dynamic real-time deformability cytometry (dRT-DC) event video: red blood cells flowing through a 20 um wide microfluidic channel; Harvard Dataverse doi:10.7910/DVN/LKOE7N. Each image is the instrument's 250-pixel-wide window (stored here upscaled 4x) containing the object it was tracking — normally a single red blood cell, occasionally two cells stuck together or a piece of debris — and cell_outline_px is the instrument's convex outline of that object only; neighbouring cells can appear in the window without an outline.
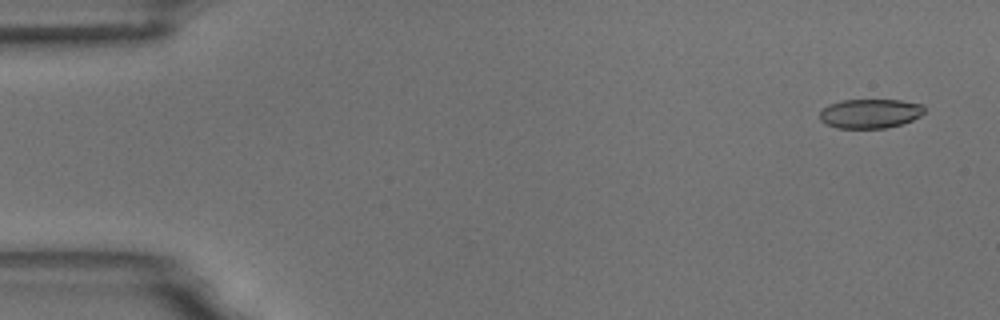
{"species": "common noctule bat (a hibernating species)", "species_latin": "Nyctalus noctula", "temperature_condition": "room temperature", "stored_images_in_passage": 6, "camera_frame_rate_fps": 3000, "um_per_image_px": 0.085, "animal": {"sex": "male", "body_mass_g": 18.8}, "frame": {"image": 1, "passage_image": 1, "time_ms": 0.0, "image_size_px": [1000, 320], "cell_outline_px": [[924, 112], [920, 116], [904, 124], [888, 128], [836, 128], [820, 120], [820, 112], [828, 104], [840, 100], [900, 100], [924, 104]], "centroid_in_image_um": [73.98, 9.65], "position_along_channel_um": 11.0, "area_um2": 18.03}}
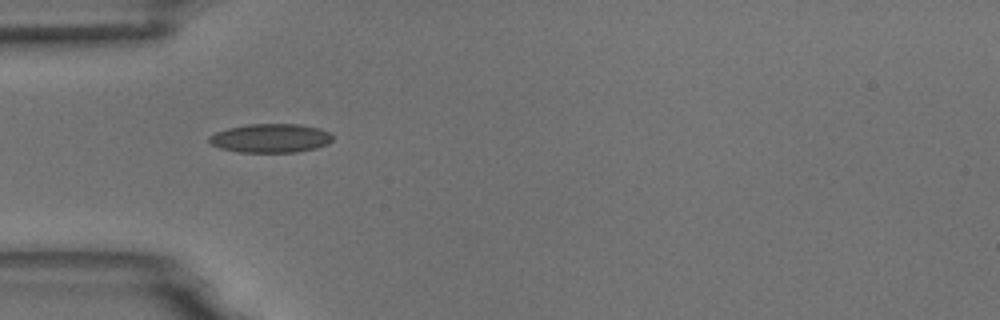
{"frame": {"image": 2, "passage_image": 5, "time_ms": 4.667, "image_size_px": [1000, 320], "cell_outline_px": [[332, 140], [328, 144], [316, 148], [296, 152], [240, 152], [220, 148], [208, 144], [208, 136], [216, 132], [228, 128], [248, 124], [300, 124], [320, 128], [328, 132], [332, 136]], "centroid_in_image_um": [22.98, 11.74], "position_along_channel_um": 62.0, "area_um2": 20.87}}
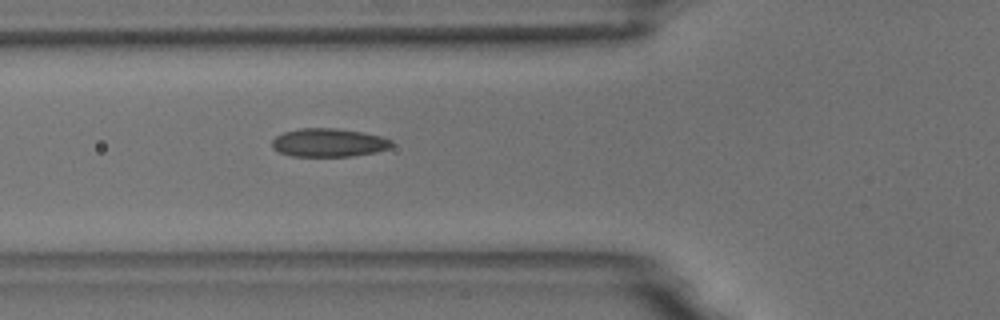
{"frame": {"image": 3, "passage_image": 6, "time_ms": 5.667, "image_size_px": [1000, 320], "cell_outline_px": [[392, 144], [388, 148], [376, 152], [352, 156], [292, 156], [280, 152], [272, 148], [272, 140], [276, 136], [284, 132], [300, 128], [336, 128], [364, 132], [380, 136], [392, 140]], "centroid_in_image_um": [27.93, 12.12], "position_along_channel_um": 97.9, "area_um2": 19.77}}